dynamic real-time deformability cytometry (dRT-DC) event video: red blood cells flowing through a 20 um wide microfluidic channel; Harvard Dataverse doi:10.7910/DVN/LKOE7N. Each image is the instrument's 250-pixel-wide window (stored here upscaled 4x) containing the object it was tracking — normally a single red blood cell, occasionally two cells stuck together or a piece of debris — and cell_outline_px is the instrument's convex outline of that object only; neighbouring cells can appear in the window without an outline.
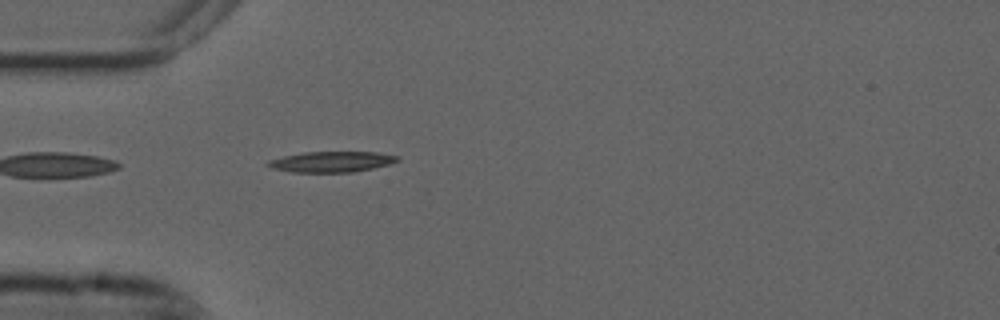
{"species": "common noctule bat (a hibernating species)", "species_latin": "Nyctalus noctula", "temperature_condition": "cold", "stored_images_in_passage": 39, "camera_frame_rate_fps": 3000, "um_per_image_px": 0.085, "animal": {"sex": "male", "forearm_length_mm": 52.5}, "frame": {"image": 1, "passage_image": 1, "time_ms": 0.0, "image_size_px": [1000, 320], "cell_outline_px": [[400, 160], [388, 164], [372, 168], [352, 172], [292, 172], [276, 168], [264, 164], [268, 160], [284, 156], [304, 152], [376, 152], [400, 156]], "centroid_in_image_um": [28.2, 13.74], "position_along_channel_um": 56.8, "area_um2": 15.43}}
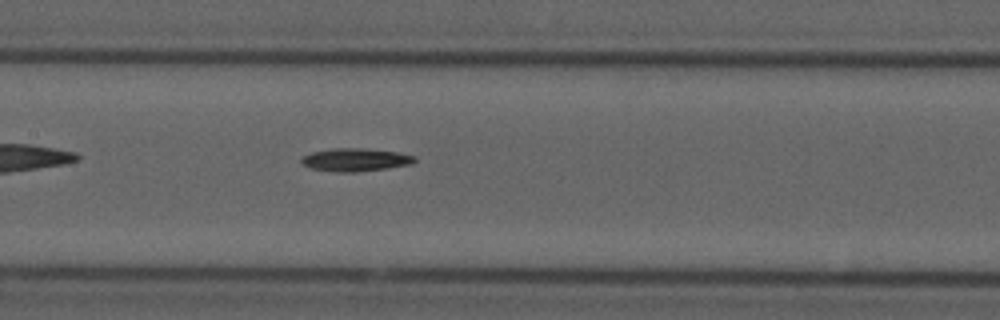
{"frame": {"image": 2, "passage_image": 11, "time_ms": 3.333, "image_size_px": [1000, 320], "cell_outline_px": [[416, 160], [412, 164], [388, 168], [356, 172], [336, 172], [312, 168], [304, 164], [300, 160], [304, 156], [312, 152], [332, 148], [360, 148], [400, 152], [416, 156]], "centroid_in_image_um": [30.26, 13.57], "position_along_channel_um": 177.1, "area_um2": 15.14}}
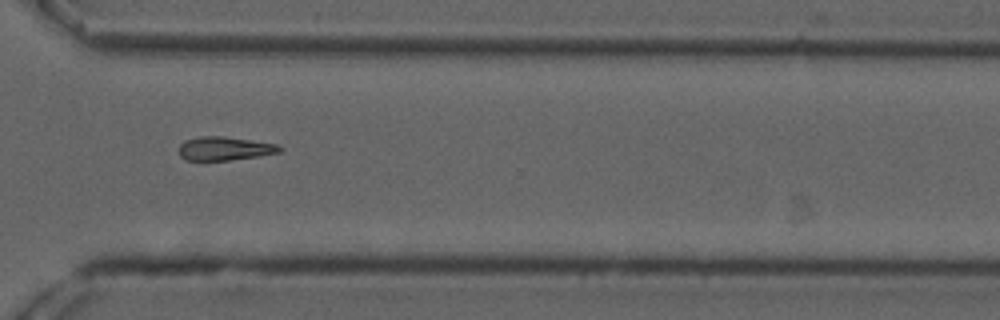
{"frame": {"image": 3, "passage_image": 25, "time_ms": 8.0, "image_size_px": [1000, 320], "cell_outline_px": [[284, 148], [280, 152], [260, 156], [228, 160], [184, 160], [180, 156], [180, 144], [184, 140], [200, 136], [224, 136], [252, 140], [276, 144]], "centroid_in_image_um": [19.1, 12.62], "position_along_channel_um": 351.5, "area_um2": 13.93}}